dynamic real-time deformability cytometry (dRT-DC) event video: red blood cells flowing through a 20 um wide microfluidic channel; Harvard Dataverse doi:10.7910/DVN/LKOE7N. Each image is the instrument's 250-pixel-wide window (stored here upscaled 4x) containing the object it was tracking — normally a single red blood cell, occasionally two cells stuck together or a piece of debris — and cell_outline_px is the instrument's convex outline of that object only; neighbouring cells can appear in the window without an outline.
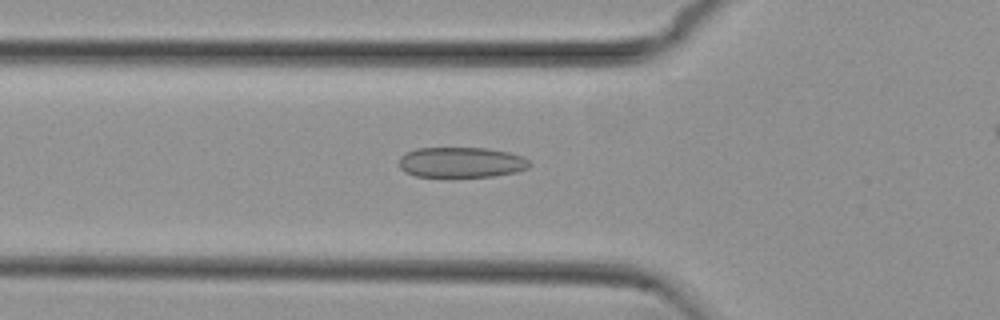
{"species": "common noctule bat (a hibernating species)", "species_latin": "Nyctalus noctula", "temperature_condition": "cold", "stored_images_in_passage": 48, "camera_frame_rate_fps": 3000, "um_per_image_px": 0.085, "animal": {"sex": "female", "body_mass_g": 29.2, "forearm_length_mm": 56.3}, "frame": {"image": 1, "passage_image": 19, "time_ms": 6.0, "image_size_px": [1000, 320], "cell_outline_px": [[532, 164], [528, 168], [516, 172], [492, 176], [416, 176], [404, 172], [400, 168], [400, 156], [404, 152], [416, 148], [484, 148], [508, 152], [524, 156]], "centroid_in_image_um": [39.2, 13.79], "position_along_channel_um": 86.6, "area_um2": 23.12}}
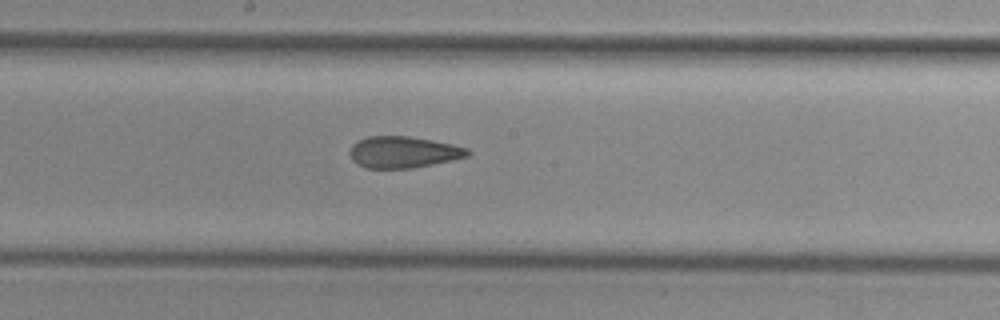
{"frame": {"image": 2, "passage_image": 29, "time_ms": 9.333, "image_size_px": [1000, 320], "cell_outline_px": [[472, 152], [468, 156], [452, 160], [412, 168], [364, 168], [352, 160], [348, 152], [352, 144], [356, 140], [368, 136], [408, 136], [432, 140], [452, 144], [468, 148]], "centroid_in_image_um": [34.25, 12.92], "position_along_channel_um": 213.9, "area_um2": 21.79}}
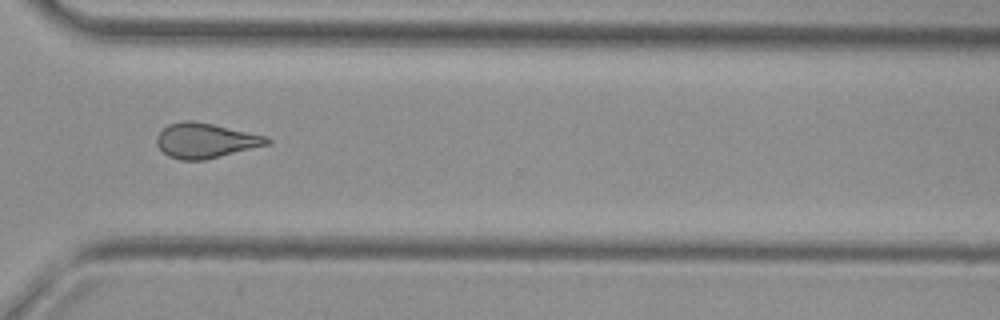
{"frame": {"image": 3, "passage_image": 40, "time_ms": 13.0, "image_size_px": [1000, 320], "cell_outline_px": [[272, 144], [204, 160], [180, 160], [168, 156], [156, 144], [156, 136], [168, 124], [184, 120], [192, 120], [212, 124], [268, 136], [272, 140]], "centroid_in_image_um": [17.5, 11.95], "position_along_channel_um": 353.1, "area_um2": 22.6}, "authors_computed_cell_mechanics": {"area_um2": 22.7154, "velocity_mm_per_s": 3.8006, "shape_relaxation_time_tau1_ms": null, "shape_relaxation_time_tau2_ms": 2.1611, "deformation_change_tau1": null, "deformation_change_tau2": 0.0955}}